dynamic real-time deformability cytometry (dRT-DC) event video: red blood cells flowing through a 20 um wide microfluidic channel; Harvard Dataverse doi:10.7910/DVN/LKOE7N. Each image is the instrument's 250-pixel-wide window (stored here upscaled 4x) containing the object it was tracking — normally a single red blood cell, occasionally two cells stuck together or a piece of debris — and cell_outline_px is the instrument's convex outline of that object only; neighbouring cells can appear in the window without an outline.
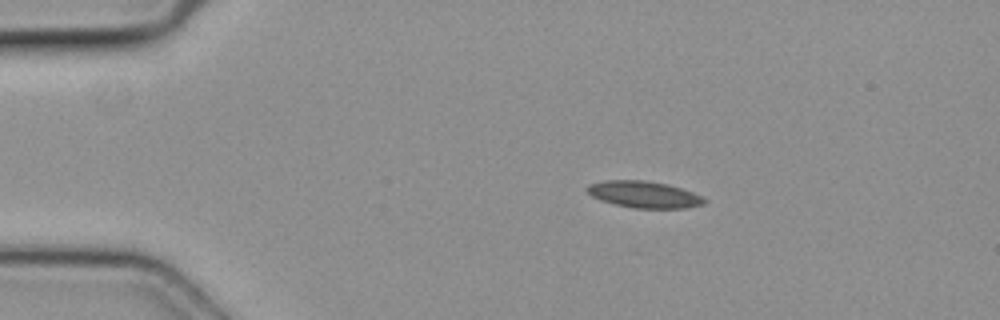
{"species": "common noctule bat (a hibernating species)", "species_latin": "Nyctalus noctula", "temperature_condition": "cold", "stored_images_in_passage": 6, "camera_frame_rate_fps": 3000, "um_per_image_px": 0.085, "animal": {"sex": "female", "body_mass_g": 19.3, "forearm_length_mm": 54.1}, "frame": {"image": 1, "passage_image": 3, "time_ms": 0.667, "image_size_px": [1000, 320], "cell_outline_px": [[708, 200], [704, 204], [688, 208], [632, 208], [600, 200], [592, 196], [584, 188], [588, 184], [604, 180], [644, 180], [668, 184], [692, 192]], "centroid_in_image_um": [54.72, 16.53], "position_along_channel_um": 30.3, "area_um2": 18.26}}
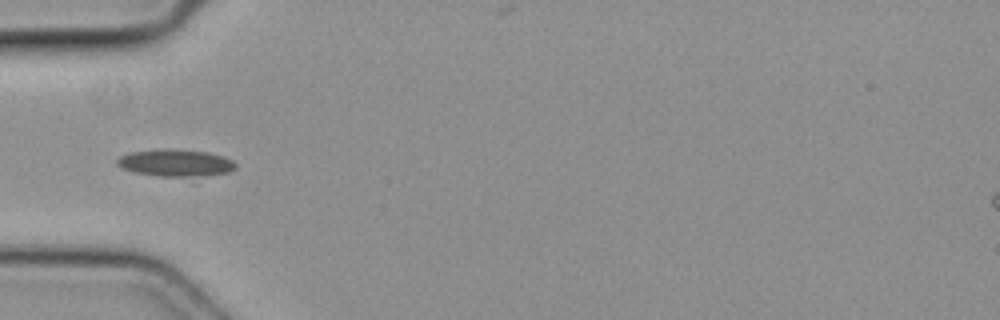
{"frame": {"image": 2, "passage_image": 5, "time_ms": 1.333, "image_size_px": [1000, 320], "cell_outline_px": [[236, 168], [228, 172], [192, 184], [132, 172], [120, 168], [116, 164], [116, 160], [120, 156], [132, 152], [164, 148], [208, 152], [224, 156], [232, 160], [236, 164]], "centroid_in_image_um": [15.01, 13.98], "position_along_channel_um": 70.0, "area_um2": 20.92}}